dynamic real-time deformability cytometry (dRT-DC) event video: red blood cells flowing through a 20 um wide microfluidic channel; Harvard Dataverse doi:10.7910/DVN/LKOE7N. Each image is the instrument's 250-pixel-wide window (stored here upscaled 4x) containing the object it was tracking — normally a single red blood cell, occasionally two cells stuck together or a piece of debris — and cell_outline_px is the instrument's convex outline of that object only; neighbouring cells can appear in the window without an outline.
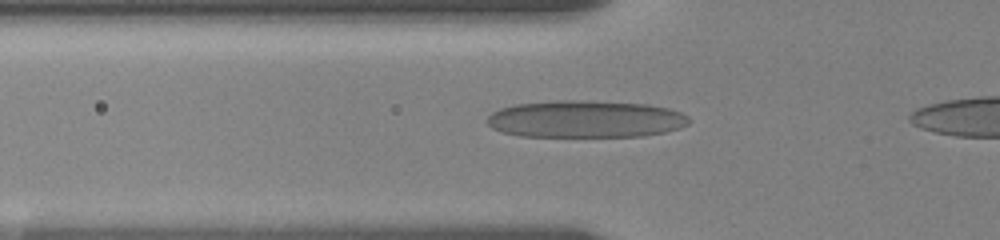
{"species": "human", "species_latin": "Homo sapiens", "temperature_condition": "room temperature", "stored_images_in_passage": 5, "camera_frame_rate_fps": 3000, "um_per_image_px": 0.085, "donor": {"sex": "female"}, "frame": {"image": 1, "passage_image": 4, "time_ms": 1.667, "image_size_px": [1000, 240], "cell_outline_px": [[688, 124], [680, 128], [664, 132], [640, 136], [520, 136], [504, 132], [492, 128], [488, 124], [488, 116], [492, 112], [500, 108], [516, 104], [556, 100], [580, 100], [648, 104], [668, 108], [680, 112], [688, 116]], "centroid_in_image_um": [49.76, 10.11], "position_along_channel_um": 76.0, "area_um2": 43.58}}